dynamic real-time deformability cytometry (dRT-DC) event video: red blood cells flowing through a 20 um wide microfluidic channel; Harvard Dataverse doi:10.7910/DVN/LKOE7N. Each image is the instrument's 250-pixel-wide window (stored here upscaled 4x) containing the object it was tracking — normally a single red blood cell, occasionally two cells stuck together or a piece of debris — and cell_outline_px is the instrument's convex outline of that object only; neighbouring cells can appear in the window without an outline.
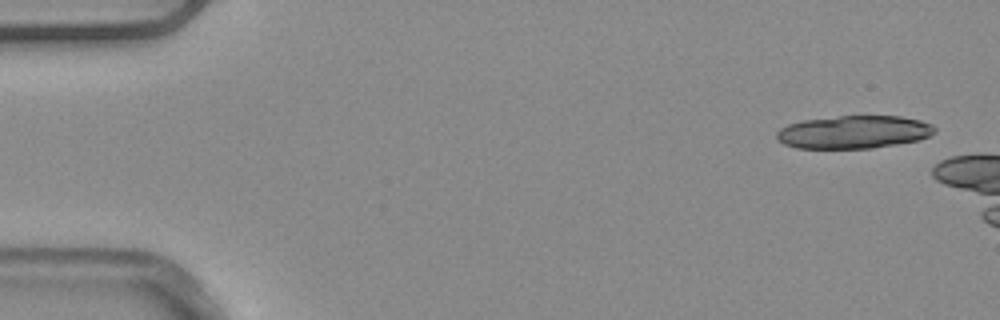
{"species": "common noctule bat (a hibernating species)", "species_latin": "Nyctalus noctula", "temperature_condition": "warm", "stored_images_in_passage": 3, "camera_frame_rate_fps": 3000, "um_per_image_px": 0.085, "animal": {"sex": "male", "body_mass_g": 20.4}, "frame": {"image": 1, "passage_image": 1, "time_ms": 0.0, "image_size_px": [1000, 320], "cell_outline_px": [[936, 132], [920, 140], [872, 148], [796, 148], [784, 144], [776, 136], [776, 132], [780, 128], [788, 124], [804, 120], [840, 116], [900, 116], [920, 120], [932, 124], [936, 128]], "centroid_in_image_um": [72.59, 11.22], "position_along_channel_um": 12.4, "area_um2": 30.29}}